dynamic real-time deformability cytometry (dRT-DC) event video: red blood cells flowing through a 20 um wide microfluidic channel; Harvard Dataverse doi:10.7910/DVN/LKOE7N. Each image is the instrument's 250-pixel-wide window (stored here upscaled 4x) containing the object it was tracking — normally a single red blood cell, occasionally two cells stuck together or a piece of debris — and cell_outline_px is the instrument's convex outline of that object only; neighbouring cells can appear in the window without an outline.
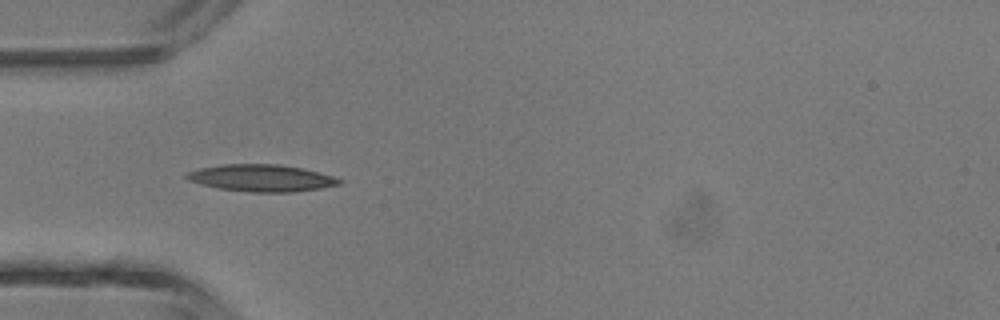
{"species": "common noctule bat (a hibernating species)", "species_latin": "Nyctalus noctula", "temperature_condition": "room temperature", "stored_images_in_passage": 4, "camera_frame_rate_fps": 3000, "um_per_image_px": 0.085, "animal": {"sex": "male", "body_mass_g": 13.3}, "frame": {"image": 1, "passage_image": 4, "time_ms": 3.333, "image_size_px": [1000, 320], "cell_outline_px": [[344, 180], [340, 184], [320, 188], [292, 192], [252, 192], [216, 188], [200, 184], [188, 180], [184, 176], [188, 172], [200, 168], [224, 164], [280, 164], [304, 168], [332, 176]], "centroid_in_image_um": [22.22, 15.13], "position_along_channel_um": 62.8, "area_um2": 23.99}}